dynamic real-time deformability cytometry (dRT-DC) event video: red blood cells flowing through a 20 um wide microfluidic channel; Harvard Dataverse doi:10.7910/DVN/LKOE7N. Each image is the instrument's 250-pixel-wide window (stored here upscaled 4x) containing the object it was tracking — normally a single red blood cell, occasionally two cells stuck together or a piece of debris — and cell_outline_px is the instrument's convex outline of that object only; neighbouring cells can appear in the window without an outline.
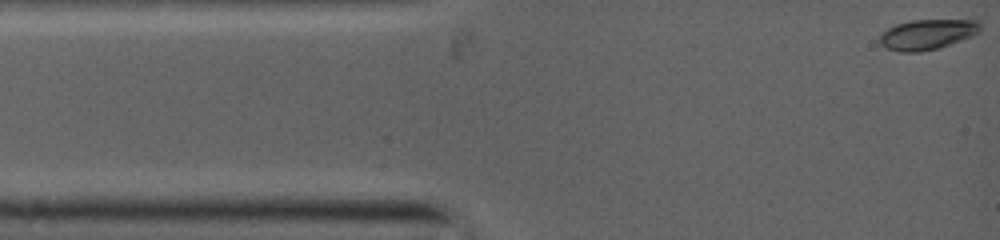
{"species": "common noctule bat (a hibernating species)", "species_latin": "Nyctalus noctula", "temperature_condition": "warm", "stored_images_in_passage": 5, "camera_frame_rate_fps": 5000, "um_per_image_px": 0.085, "animal": {"sex": "female", "body_mass_g": 19.0, "forearm_length_mm": 53.3}, "frame": {"image": 1, "passage_image": 1, "time_ms": 0.0, "image_size_px": [1000, 240], "cell_outline_px": [[980, 28], [972, 36], [936, 48], [916, 52], [904, 52], [888, 48], [880, 44], [880, 36], [888, 28], [896, 24], [912, 20], [976, 20], [980, 24]], "centroid_in_image_um": [78.8, 2.91], "position_along_channel_um": 6.2, "area_um2": 17.17}}
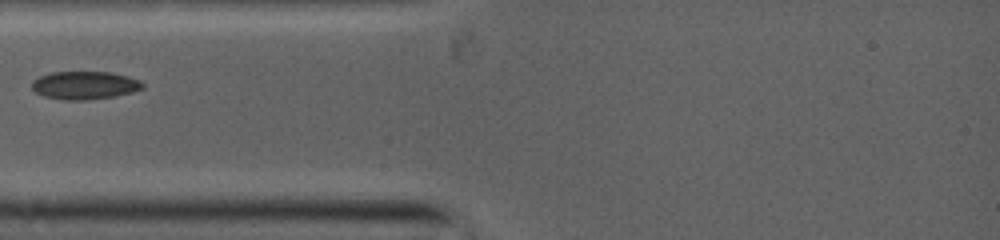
{"frame": {"image": 2, "passage_image": 5, "time_ms": 3.0, "image_size_px": [1000, 240], "cell_outline_px": [[144, 88], [132, 92], [112, 96], [80, 100], [68, 100], [44, 96], [36, 92], [32, 88], [32, 80], [40, 76], [52, 72], [108, 72], [124, 76], [136, 80], [144, 84]], "centroid_in_image_um": [7.15, 7.24], "position_along_channel_um": 77.9, "area_um2": 17.63}}